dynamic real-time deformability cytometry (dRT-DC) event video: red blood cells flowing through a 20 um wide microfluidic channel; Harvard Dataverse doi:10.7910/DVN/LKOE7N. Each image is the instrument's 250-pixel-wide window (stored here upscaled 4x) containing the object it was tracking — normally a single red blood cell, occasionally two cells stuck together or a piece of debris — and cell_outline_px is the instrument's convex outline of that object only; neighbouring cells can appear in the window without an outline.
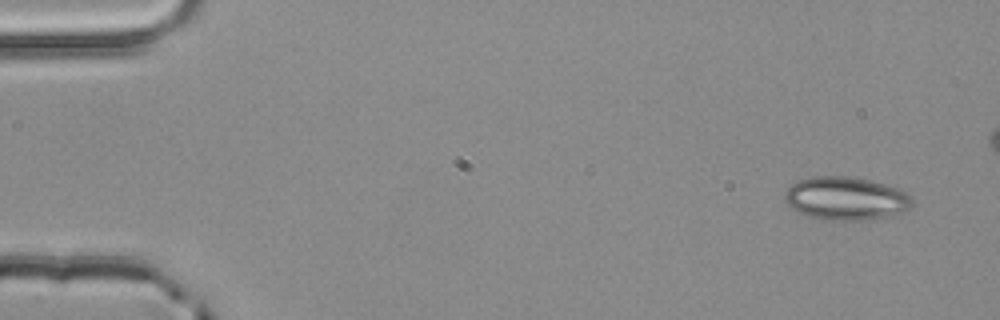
{"species": "common noctule bat (a hibernating species)", "species_latin": "Nyctalus noctula", "temperature_condition": "room temperature", "stored_images_in_passage": 4, "camera_frame_rate_fps": 3000, "um_per_image_px": 0.085, "animal": {"sex": "male", "body_mass_g": 20.4}, "frame": {"image": 1, "passage_image": 1, "time_ms": 0.0, "image_size_px": [1000, 320], "cell_outline_px": [[912, 204], [904, 212], [864, 220], [824, 220], [800, 212], [792, 208], [784, 200], [784, 192], [796, 180], [812, 176], [848, 176], [888, 184], [912, 196]], "centroid_in_image_um": [71.88, 16.85], "position_along_channel_um": 13.1, "area_um2": 31.96}}